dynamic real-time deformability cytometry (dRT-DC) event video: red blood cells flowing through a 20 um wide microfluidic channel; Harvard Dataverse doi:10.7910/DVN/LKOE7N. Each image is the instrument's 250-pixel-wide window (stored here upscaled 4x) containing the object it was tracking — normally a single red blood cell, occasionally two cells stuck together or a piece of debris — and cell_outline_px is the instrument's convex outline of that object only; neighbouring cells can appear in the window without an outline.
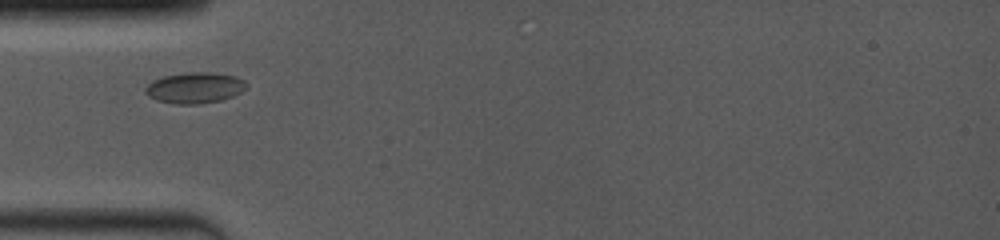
{"species": "common noctule bat (a hibernating species)", "species_latin": "Nyctalus noctula", "temperature_condition": "room temperature", "stored_images_in_passage": 25, "camera_frame_rate_fps": 4000, "um_per_image_px": 0.085, "animal": {"sex": "female", "body_mass_g": 19.0, "forearm_length_mm": 53.3}, "frame": {"image": 1, "passage_image": 1, "time_ms": 0.0, "image_size_px": [1000, 240], "cell_outline_px": [[248, 84], [240, 92], [232, 96], [220, 100], [200, 104], [172, 104], [156, 100], [148, 96], [144, 92], [144, 88], [152, 80], [164, 76], [188, 72], [216, 72], [236, 76], [244, 80]], "centroid_in_image_um": [16.53, 7.46], "position_along_channel_um": 68.5, "area_um2": 18.38}}
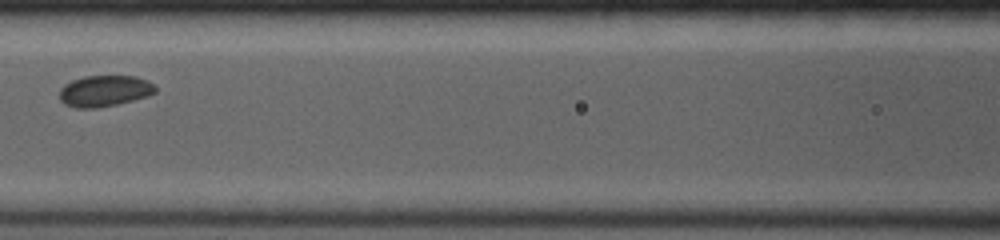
{"frame": {"image": 2, "passage_image": 9, "time_ms": 2.25, "image_size_px": [1000, 240], "cell_outline_px": [[156, 92], [148, 96], [116, 104], [96, 108], [76, 108], [64, 104], [60, 100], [60, 88], [64, 84], [72, 80], [84, 76], [136, 76], [148, 80], [156, 88]], "centroid_in_image_um": [8.87, 7.72], "position_along_channel_um": 157.7, "area_um2": 17.46}}
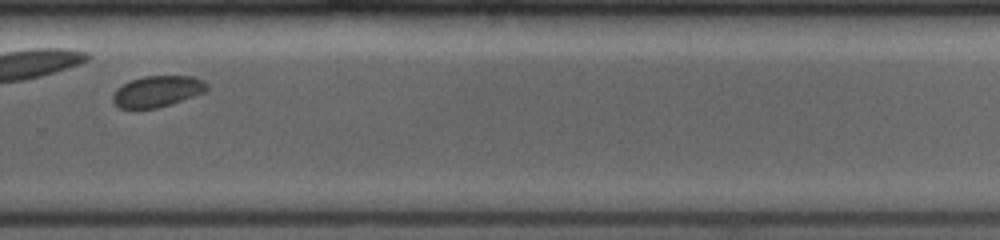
{"frame": {"image": 3, "passage_image": 21, "time_ms": 6.25, "image_size_px": [1000, 240], "cell_outline_px": [[208, 88], [204, 92], [156, 108], [120, 108], [112, 100], [112, 96], [116, 88], [132, 80], [144, 76], [192, 76], [204, 80], [208, 84]], "centroid_in_image_um": [13.37, 7.75], "position_along_channel_um": 316.4, "area_um2": 16.76}}